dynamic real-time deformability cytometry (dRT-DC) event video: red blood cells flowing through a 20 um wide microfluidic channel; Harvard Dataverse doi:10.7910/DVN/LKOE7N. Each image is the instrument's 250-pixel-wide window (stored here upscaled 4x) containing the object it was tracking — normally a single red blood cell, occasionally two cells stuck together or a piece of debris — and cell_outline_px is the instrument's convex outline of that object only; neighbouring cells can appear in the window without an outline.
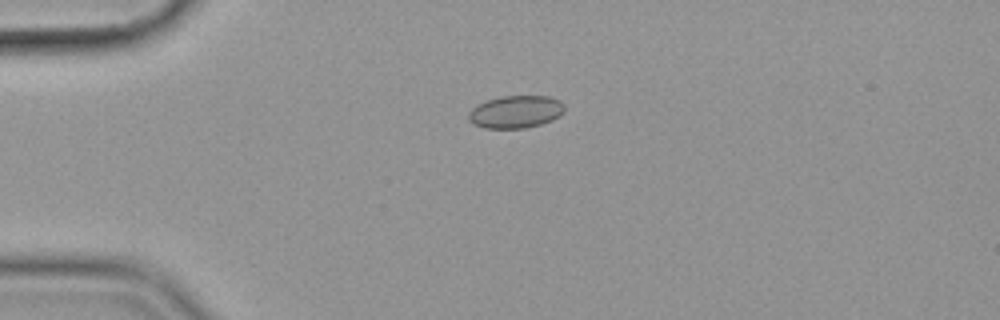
{"species": "common noctule bat (a hibernating species)", "species_latin": "Nyctalus noctula", "temperature_condition": "cold", "stored_images_in_passage": 43, "camera_frame_rate_fps": 3000, "um_per_image_px": 0.085, "animal": {"sex": "female", "body_mass_g": 19.9}, "frame": {"image": 1, "passage_image": 7, "time_ms": 2.0, "image_size_px": [1000, 320], "cell_outline_px": [[564, 112], [560, 116], [552, 120], [540, 124], [524, 128], [484, 128], [472, 124], [468, 120], [468, 112], [476, 104], [500, 96], [548, 96], [560, 100], [564, 104]], "centroid_in_image_um": [43.82, 9.5], "position_along_channel_um": 41.2, "area_um2": 18.38}}
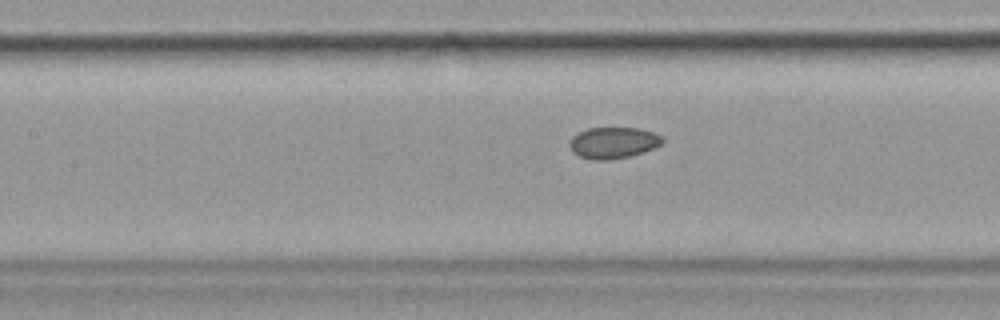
{"frame": {"image": 2, "passage_image": 19, "time_ms": 6.0, "image_size_px": [1000, 320], "cell_outline_px": [[664, 140], [656, 148], [632, 156], [608, 160], [592, 160], [580, 156], [572, 152], [568, 144], [572, 136], [588, 128], [640, 128], [664, 136]], "centroid_in_image_um": [52.14, 12.14], "position_along_channel_um": 155.3, "area_um2": 17.17}}
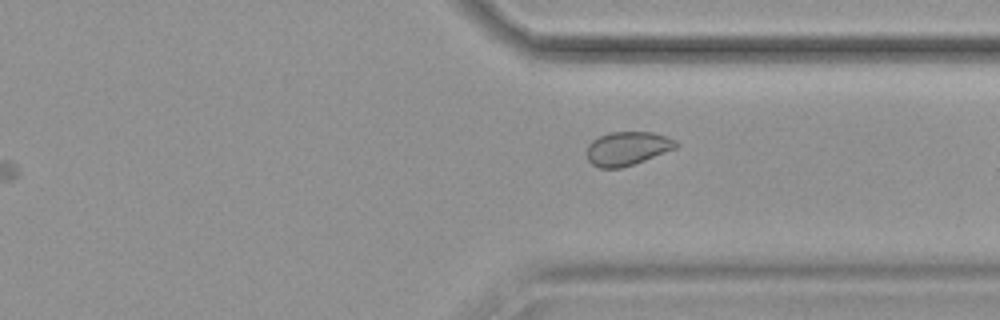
{"frame": {"image": 3, "passage_image": 36, "time_ms": 11.667, "image_size_px": [1000, 320], "cell_outline_px": [[680, 144], [676, 148], [644, 160], [620, 168], [600, 168], [592, 164], [588, 160], [588, 144], [592, 140], [600, 136], [612, 132], [652, 132], [668, 136], [676, 140]], "centroid_in_image_um": [53.35, 12.61], "position_along_channel_um": 358.0, "area_um2": 17.4}, "authors_computed_cell_mechanics": {"area_um2": 17.3978, "velocity_mm_per_s": 3.576, "shape_relaxation_time_tau1_ms": null, "shape_relaxation_time_tau2_ms": 6.4854, "deformation_change_tau1": null, "deformation_change_tau2": 0.0855}}